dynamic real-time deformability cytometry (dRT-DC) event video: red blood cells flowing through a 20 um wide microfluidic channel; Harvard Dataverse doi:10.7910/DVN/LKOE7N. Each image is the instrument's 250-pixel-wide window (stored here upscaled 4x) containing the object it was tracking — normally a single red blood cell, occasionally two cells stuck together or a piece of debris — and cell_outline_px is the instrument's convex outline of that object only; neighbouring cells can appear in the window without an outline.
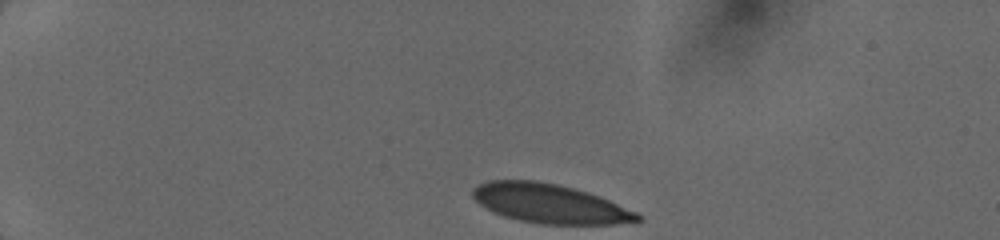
{"species": "human", "species_latin": "Homo sapiens", "temperature_condition": "cold", "stored_images_in_passage": 4, "camera_frame_rate_fps": 3000, "um_per_image_px": 0.085, "donor": {"sex": "female"}, "frame": {"image": 1, "passage_image": 1, "time_ms": 0.0, "image_size_px": [1000, 240], "cell_outline_px": [[640, 220], [616, 224], [540, 224], [520, 220], [504, 216], [492, 212], [480, 204], [472, 196], [472, 188], [488, 180], [536, 180], [556, 184], [588, 192], [600, 196], [636, 212], [640, 216]], "centroid_in_image_um": [46.69, 17.3], "position_along_channel_um": 38.3, "area_um2": 37.4}}
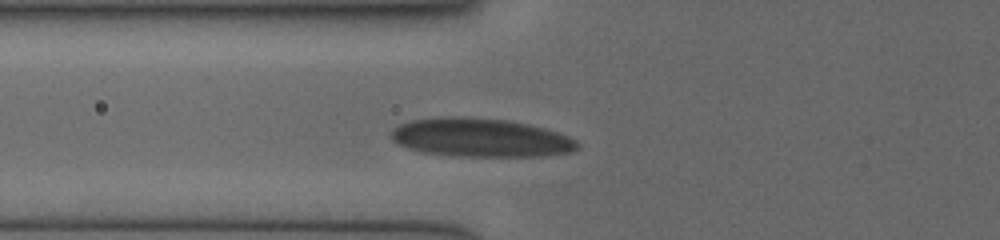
{"frame": {"image": 2, "passage_image": 4, "time_ms": 3.0, "image_size_px": [1000, 240], "cell_outline_px": [[580, 148], [572, 152], [548, 156], [448, 156], [420, 152], [396, 144], [392, 140], [392, 128], [400, 124], [412, 120], [440, 116], [468, 116], [508, 120], [528, 124], [544, 128], [568, 136], [576, 140], [580, 144]], "centroid_in_image_um": [40.84, 11.7], "position_along_channel_um": 85.0, "area_um2": 42.54}}